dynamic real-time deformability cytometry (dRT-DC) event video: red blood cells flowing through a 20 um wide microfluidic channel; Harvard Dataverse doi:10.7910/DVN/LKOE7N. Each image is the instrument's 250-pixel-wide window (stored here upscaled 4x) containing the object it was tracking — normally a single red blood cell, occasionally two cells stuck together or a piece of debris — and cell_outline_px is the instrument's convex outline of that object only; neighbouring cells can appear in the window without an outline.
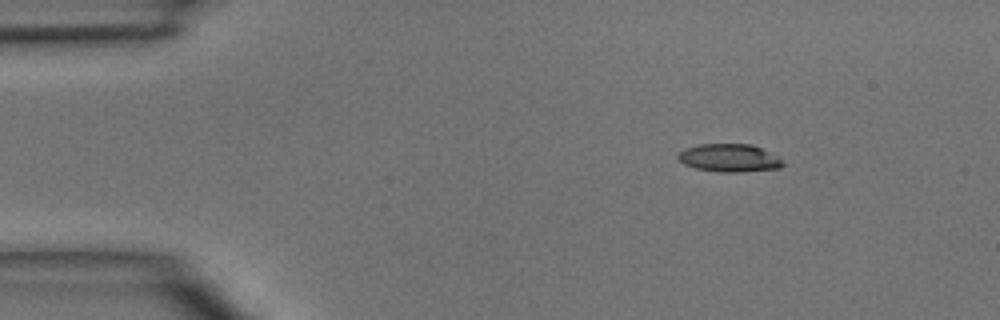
{"species": "common noctule bat (a hibernating species)", "species_latin": "Nyctalus noctula", "temperature_condition": "room temperature", "stored_images_in_passage": 3, "segment_of_instrument_passage": [1, 2], "camera_frame_rate_fps": 3000, "um_per_image_px": 0.085, "animal": {"sex": "male", "body_mass_g": 15.6}, "frame": {"image": 1, "passage_image": 1, "time_ms": 0.0, "image_size_px": [1000, 320], "cell_outline_px": [[784, 164], [780, 168], [740, 172], [716, 172], [696, 168], [684, 164], [676, 156], [684, 148], [700, 144], [752, 144], [776, 156]], "centroid_in_image_um": [61.95, 13.43], "position_along_channel_um": 23.0, "area_um2": 16.94}}